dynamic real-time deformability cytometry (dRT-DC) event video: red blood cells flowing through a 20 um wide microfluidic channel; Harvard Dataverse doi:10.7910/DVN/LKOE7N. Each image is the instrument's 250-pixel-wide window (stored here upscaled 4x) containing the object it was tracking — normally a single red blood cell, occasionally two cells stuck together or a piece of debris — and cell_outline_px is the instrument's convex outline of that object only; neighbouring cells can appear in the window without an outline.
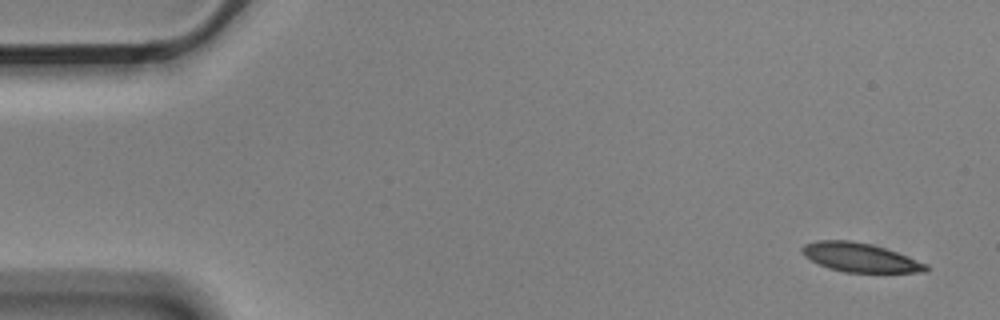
{"species": "Egyptian fruit bat (a non-hibernating species)", "species_latin": "Rousettus aegyptiacus", "temperature_condition": "cold", "stored_images_in_passage": 6, "camera_frame_rate_fps": 3000, "um_per_image_px": 0.085, "animal": {"sex": "male"}, "frame": {"image": 1, "passage_image": 1, "time_ms": 0.0, "image_size_px": [1000, 320], "cell_outline_px": [[928, 268], [924, 272], [844, 272], [828, 268], [804, 256], [800, 252], [800, 248], [804, 244], [820, 240], [852, 240], [872, 244], [896, 252], [928, 264]], "centroid_in_image_um": [73.07, 21.87], "position_along_channel_um": 11.9, "area_um2": 20.81}}
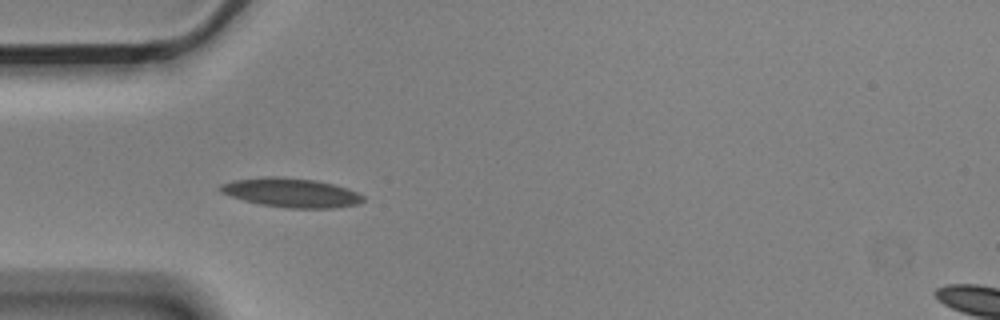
{"frame": {"image": 2, "passage_image": 5, "time_ms": 1.333, "image_size_px": [1000, 320], "cell_outline_px": [[364, 200], [360, 204], [336, 208], [288, 208], [260, 204], [244, 200], [220, 192], [220, 184], [232, 180], [264, 176], [276, 176], [316, 180], [348, 188], [364, 196]], "centroid_in_image_um": [24.77, 16.37], "position_along_channel_um": 60.2, "area_um2": 24.33}}
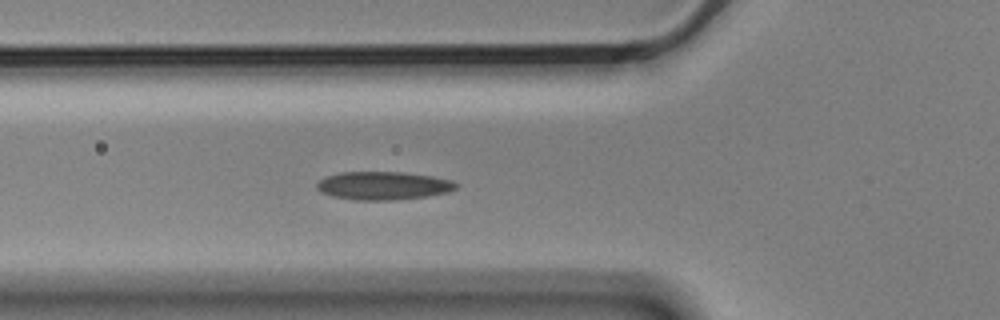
{"frame": {"image": 3, "passage_image": 6, "time_ms": 1.667, "image_size_px": [1000, 320], "cell_outline_px": [[460, 184], [456, 188], [448, 192], [428, 196], [396, 200], [356, 200], [332, 196], [320, 192], [316, 188], [316, 184], [320, 180], [328, 176], [340, 172], [400, 172], [432, 176], [452, 180]], "centroid_in_image_um": [32.59, 15.78], "position_along_channel_um": 93.2, "area_um2": 22.95}}